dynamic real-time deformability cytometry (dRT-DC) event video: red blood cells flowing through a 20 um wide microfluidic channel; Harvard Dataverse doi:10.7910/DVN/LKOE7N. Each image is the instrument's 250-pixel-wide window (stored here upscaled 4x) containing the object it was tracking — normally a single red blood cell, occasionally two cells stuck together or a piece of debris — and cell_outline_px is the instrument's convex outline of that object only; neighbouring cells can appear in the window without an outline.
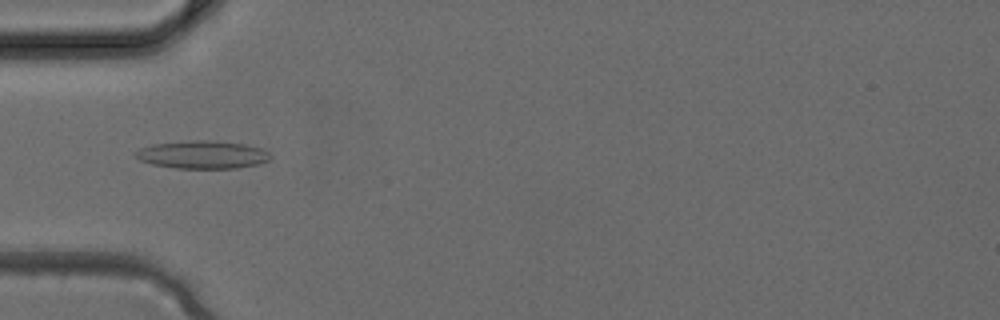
{"species": "common noctule bat (a hibernating species)", "species_latin": "Nyctalus noctula", "temperature_condition": "cold", "stored_images_in_passage": 4, "camera_frame_rate_fps": 3000, "um_per_image_px": 0.085, "animal": {"sex": "female", "body_mass_g": 24.6, "forearm_length_mm": 56.2}, "frame": {"image": 1, "passage_image": 4, "time_ms": 1.0, "image_size_px": [1000, 320], "cell_outline_px": [[272, 156], [268, 160], [260, 164], [236, 168], [176, 168], [152, 164], [140, 160], [132, 156], [132, 152], [140, 148], [152, 144], [192, 140], [216, 140], [244, 144], [264, 148]], "centroid_in_image_um": [17.2, 13.14], "position_along_channel_um": 67.8, "area_um2": 22.25}}